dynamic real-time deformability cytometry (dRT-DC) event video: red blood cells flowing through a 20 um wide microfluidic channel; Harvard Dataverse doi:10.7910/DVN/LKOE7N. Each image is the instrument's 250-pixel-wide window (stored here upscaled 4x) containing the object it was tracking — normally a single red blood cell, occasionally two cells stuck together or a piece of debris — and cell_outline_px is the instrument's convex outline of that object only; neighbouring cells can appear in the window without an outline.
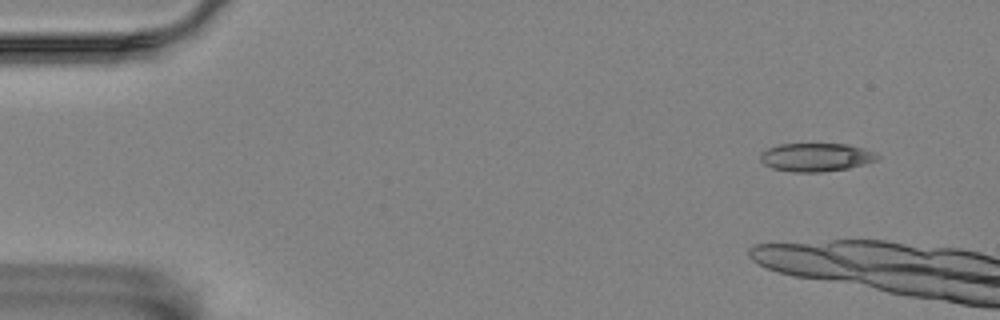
{"species": "Egyptian fruit bat (a non-hibernating species)", "species_latin": "Rousettus aegyptiacus", "temperature_condition": "room temperature", "stored_images_in_passage": 6, "camera_frame_rate_fps": 3000, "um_per_image_px": 0.085, "animal": {"sex": "female"}, "frame": {"image": 1, "passage_image": 1, "time_ms": 0.0, "image_size_px": [1000, 320], "cell_outline_px": [[880, 156], [876, 160], [864, 164], [848, 168], [820, 172], [792, 172], [772, 168], [764, 164], [760, 160], [760, 152], [768, 148], [780, 144], [848, 144], [876, 152]], "centroid_in_image_um": [69.35, 13.36], "position_along_channel_um": 15.7, "area_um2": 19.36}}